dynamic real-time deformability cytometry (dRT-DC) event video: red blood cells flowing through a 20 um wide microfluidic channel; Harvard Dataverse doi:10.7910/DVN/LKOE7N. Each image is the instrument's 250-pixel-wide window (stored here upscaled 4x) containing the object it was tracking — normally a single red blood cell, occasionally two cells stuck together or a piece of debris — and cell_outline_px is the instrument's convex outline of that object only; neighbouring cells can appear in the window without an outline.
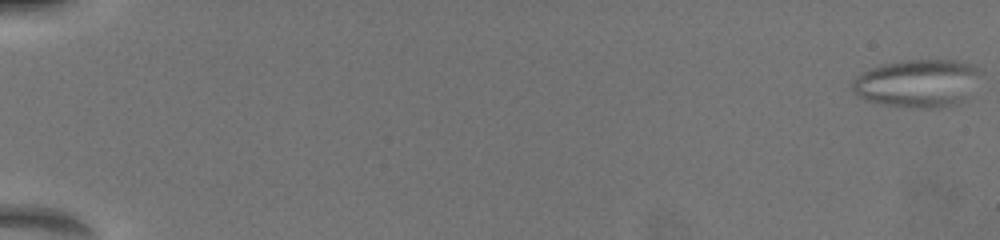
{"species": "common noctule bat (a hibernating species)", "species_latin": "Nyctalus noctula", "temperature_condition": "warm", "stored_images_in_passage": 26, "segment_of_instrument_passage": [1, 2], "camera_frame_rate_fps": 3000, "um_per_image_px": 0.085, "animal": {"sex": "female", "body_mass_g": 19.5, "forearm_length_mm": 54.1}, "frame": {"image": 1, "passage_image": 1, "time_ms": 0.0, "image_size_px": [1000, 240], "cell_outline_px": [[980, 72], [964, 96], [960, 100], [936, 108], [920, 108], [888, 104], [868, 100], [860, 96], [852, 88], [852, 80], [856, 76], [872, 68], [888, 64], [908, 60], [956, 60], [972, 64], [980, 68]], "centroid_in_image_um": [77.95, 7.04], "position_along_channel_um": 7.1, "area_um2": 34.33}}
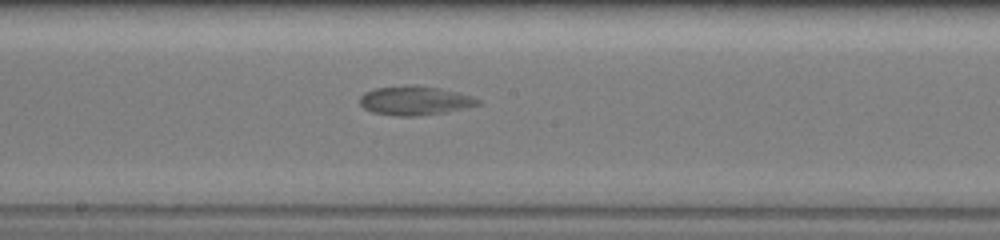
{"frame": {"image": 2, "passage_image": 16, "time_ms": 11.0, "image_size_px": [1000, 240], "cell_outline_px": [[480, 104], [444, 112], [416, 116], [400, 116], [372, 112], [364, 108], [360, 104], [360, 96], [364, 92], [376, 88], [408, 84], [412, 84], [440, 88], [472, 96], [480, 100]], "centroid_in_image_um": [35.22, 8.53], "position_along_channel_um": 213.0, "area_um2": 19.88}}
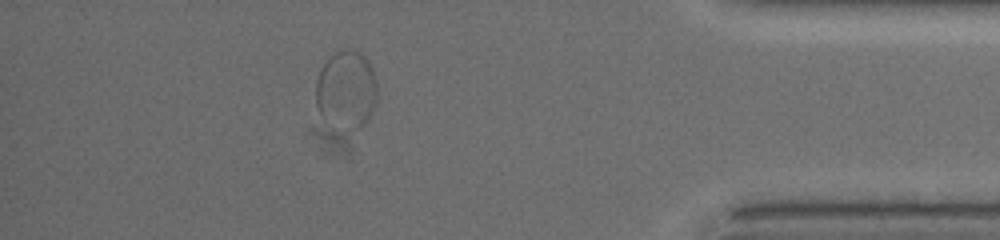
{"frame": {"image": 3, "passage_image": 24, "time_ms": 17.0, "image_size_px": [1000, 240], "cell_outline_px": [[376, 104], [368, 120], [360, 128], [348, 128], [324, 120], [320, 116], [316, 104], [316, 80], [328, 56], [336, 48], [356, 48], [368, 60], [372, 68], [376, 80]], "centroid_in_image_um": [29.43, 7.55], "position_along_channel_um": 405.8, "area_um2": 28.32}}